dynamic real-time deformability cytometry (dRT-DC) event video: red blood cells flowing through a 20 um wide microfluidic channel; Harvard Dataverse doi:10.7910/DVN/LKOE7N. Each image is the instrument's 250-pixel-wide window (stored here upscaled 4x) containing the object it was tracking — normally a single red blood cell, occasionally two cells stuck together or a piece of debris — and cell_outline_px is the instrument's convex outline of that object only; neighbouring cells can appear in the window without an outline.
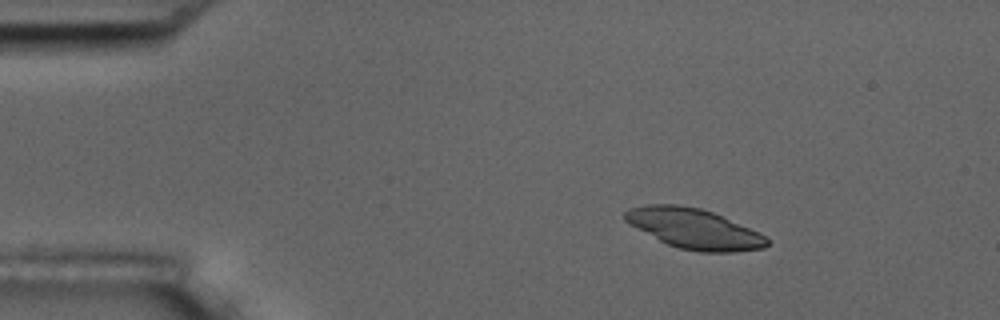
{"species": "common noctule bat (a hibernating species)", "species_latin": "Nyctalus noctula", "temperature_condition": "room temperature", "stored_images_in_passage": 3, "camera_frame_rate_fps": 3000, "um_per_image_px": 0.085, "animal": {"sex": "male", "body_mass_g": 17.5, "forearm_length_mm": 52.3}, "frame": {"image": 1, "passage_image": 1, "time_ms": 0.0, "image_size_px": [1000, 320], "cell_outline_px": [[768, 244], [764, 248], [736, 252], [700, 252], [680, 248], [668, 244], [628, 224], [624, 220], [624, 212], [628, 208], [648, 204], [676, 204], [700, 208], [712, 212], [760, 232], [768, 236]], "centroid_in_image_um": [59.0, 19.43], "position_along_channel_um": 26.0, "area_um2": 33.18}}